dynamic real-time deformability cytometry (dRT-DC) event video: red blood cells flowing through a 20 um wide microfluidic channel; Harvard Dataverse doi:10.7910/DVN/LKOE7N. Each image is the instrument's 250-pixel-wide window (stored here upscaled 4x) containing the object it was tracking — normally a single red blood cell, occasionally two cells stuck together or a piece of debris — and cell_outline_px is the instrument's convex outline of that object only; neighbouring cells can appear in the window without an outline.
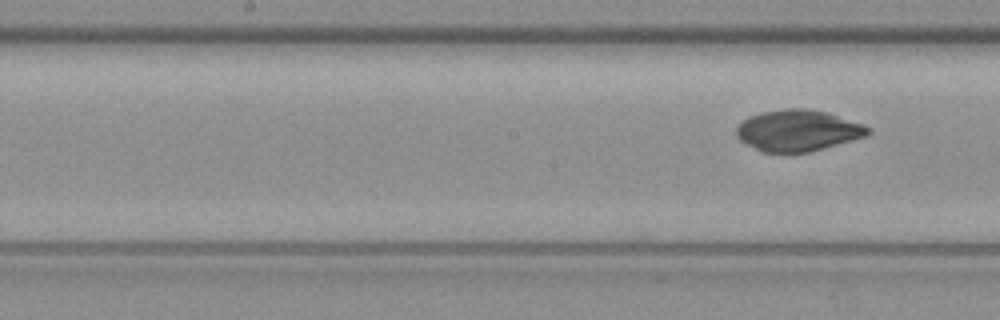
{"species": "common noctule bat (a hibernating species)", "species_latin": "Nyctalus noctula", "temperature_condition": "warm", "stored_images_in_passage": 9, "segment_of_instrument_passage": [2, 2], "camera_frame_rate_fps": 3000, "um_per_image_px": 0.085, "animal": {"sex": "female", "body_mass_g": 19.3, "forearm_length_mm": 54.1}, "frame": {"image": 1, "passage_image": 9, "time_ms": 2.667, "image_size_px": [1000, 320], "cell_outline_px": [[872, 132], [864, 136], [824, 148], [808, 152], [764, 152], [740, 140], [736, 136], [736, 128], [748, 116], [760, 112], [784, 108], [808, 108], [828, 112], [872, 128]], "centroid_in_image_um": [67.81, 11.07], "position_along_channel_um": 180.4, "area_um2": 31.44}}